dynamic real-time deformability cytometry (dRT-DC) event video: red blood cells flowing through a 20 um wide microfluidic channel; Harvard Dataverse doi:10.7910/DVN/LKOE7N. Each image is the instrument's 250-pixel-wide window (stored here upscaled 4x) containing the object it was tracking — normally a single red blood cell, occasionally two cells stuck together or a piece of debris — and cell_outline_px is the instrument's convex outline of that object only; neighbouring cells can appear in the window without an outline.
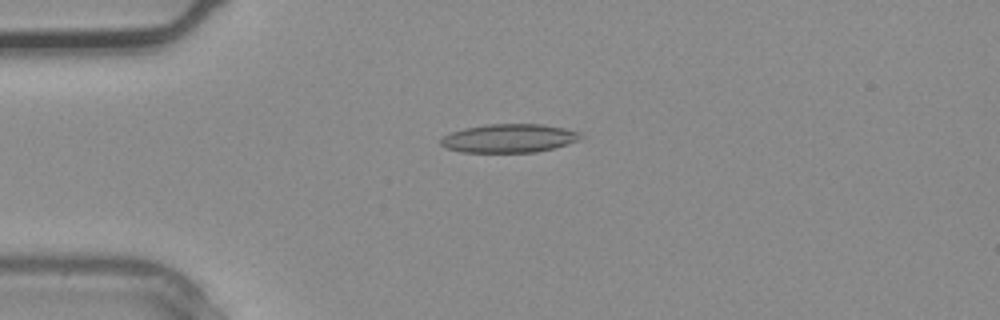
{"species": "common noctule bat (a hibernating species)", "species_latin": "Nyctalus noctula", "temperature_condition": "warm", "stored_images_in_passage": 4, "segment_of_instrument_passage": [2, 2], "camera_frame_rate_fps": 3000, "um_per_image_px": 0.085, "animal": {"sex": "male", "body_mass_g": 20.4}, "frame": {"image": 1, "passage_image": 4, "time_ms": 1.0, "image_size_px": [1000, 320], "cell_outline_px": [[584, 136], [580, 140], [568, 144], [536, 152], [460, 152], [448, 148], [440, 144], [440, 136], [464, 128], [488, 124], [544, 124], [564, 128], [580, 132]], "centroid_in_image_um": [43.28, 11.75], "position_along_channel_um": 41.7, "area_um2": 23.41}}